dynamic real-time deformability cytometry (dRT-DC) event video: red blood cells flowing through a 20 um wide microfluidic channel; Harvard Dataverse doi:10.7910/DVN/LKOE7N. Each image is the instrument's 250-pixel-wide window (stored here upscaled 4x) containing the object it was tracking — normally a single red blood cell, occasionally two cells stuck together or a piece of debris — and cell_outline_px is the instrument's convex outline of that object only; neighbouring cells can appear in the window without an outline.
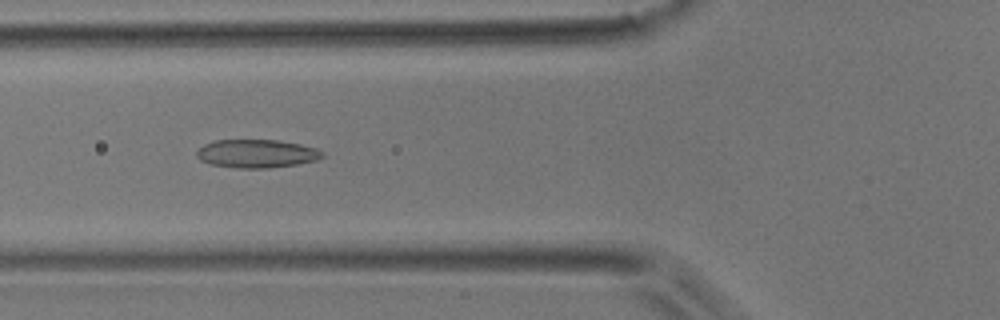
{"species": "common noctule bat (a hibernating species)", "species_latin": "Nyctalus noctula", "temperature_condition": "room temperature", "stored_images_in_passage": 52, "camera_frame_rate_fps": 3000, "um_per_image_px": 0.085, "animal": {"sex": "male", "body_mass_g": 17.9}, "frame": {"image": 1, "passage_image": 19, "time_ms": 6.0, "image_size_px": [1000, 320], "cell_outline_px": [[324, 156], [316, 160], [296, 164], [268, 168], [240, 168], [208, 164], [200, 160], [196, 156], [196, 152], [204, 144], [212, 140], [280, 140], [300, 144], [316, 148], [324, 152]], "centroid_in_image_um": [21.8, 13.05], "position_along_channel_um": 104.0, "area_um2": 20.81}}
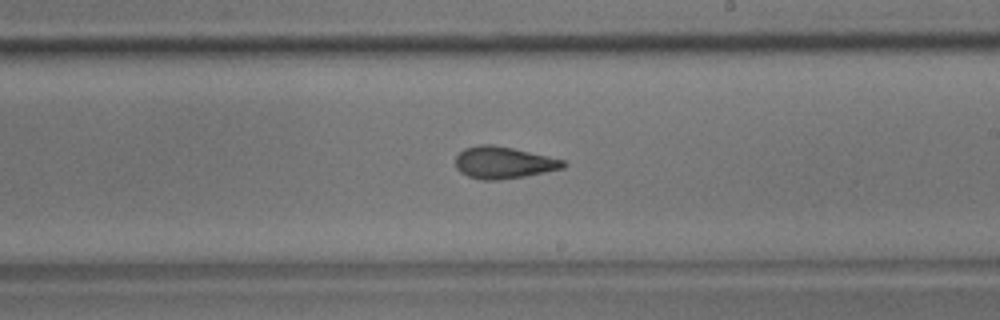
{"frame": {"image": 2, "passage_image": 30, "time_ms": 9.667, "image_size_px": [1000, 320], "cell_outline_px": [[568, 164], [564, 168], [524, 176], [500, 180], [484, 180], [468, 176], [460, 172], [456, 168], [456, 156], [464, 148], [480, 144], [492, 144], [512, 148], [548, 156], [564, 160]], "centroid_in_image_um": [42.79, 13.82], "position_along_channel_um": 246.2, "area_um2": 20.0}}
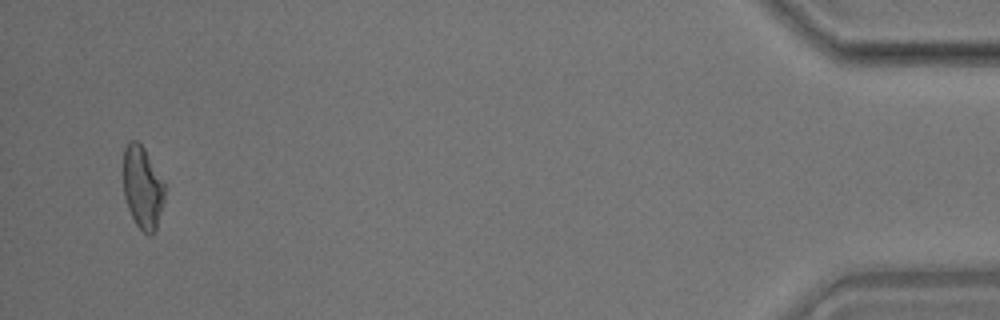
{"frame": {"image": 3, "passage_image": 50, "time_ms": 16.333, "image_size_px": [1000, 320], "cell_outline_px": [[164, 200], [156, 228], [152, 236], [148, 236], [136, 224], [128, 208], [124, 196], [124, 148], [132, 140], [136, 140], [144, 148], [164, 184]], "centroid_in_image_um": [12.11, 15.97], "position_along_channel_um": 423.1, "area_um2": 19.48}, "authors_computed_cell_mechanics": {"area_um2": 20.3167, "velocity_mm_per_s": 3.8677, "shape_relaxation_time_tau1_ms": null, "shape_relaxation_time_tau2_ms": 1.6002, "deformation_change_tau1": null, "deformation_change_tau2": 0.0808}}